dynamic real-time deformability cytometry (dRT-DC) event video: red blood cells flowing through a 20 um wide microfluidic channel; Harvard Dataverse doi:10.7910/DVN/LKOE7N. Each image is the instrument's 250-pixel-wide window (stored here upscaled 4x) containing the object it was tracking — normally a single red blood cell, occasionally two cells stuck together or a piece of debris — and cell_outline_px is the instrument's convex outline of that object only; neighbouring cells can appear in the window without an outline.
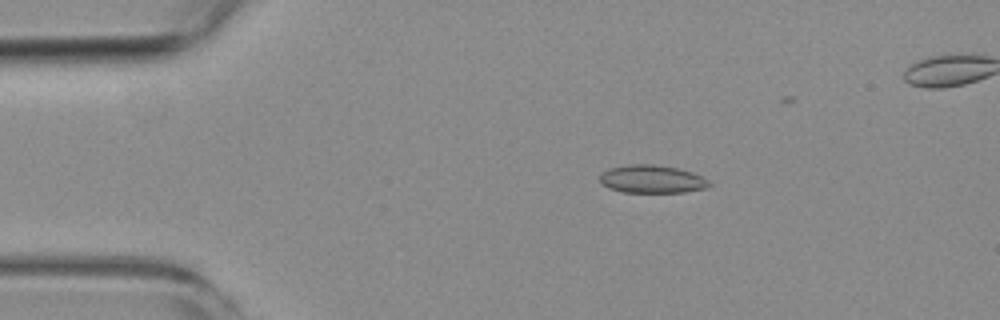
{"species": "common noctule bat (a hibernating species)", "species_latin": "Nyctalus noctula", "temperature_condition": "room temperature", "stored_images_in_passage": 7, "camera_frame_rate_fps": 3000, "um_per_image_px": 0.085, "animal": {"sex": "female", "body_mass_g": 19.3, "forearm_length_mm": 54.1}, "frame": {"image": 1, "passage_image": 3, "time_ms": 2.333, "image_size_px": [1000, 320], "cell_outline_px": [[712, 184], [708, 188], [684, 192], [624, 192], [608, 188], [600, 184], [600, 176], [608, 168], [628, 164], [652, 164], [676, 168], [692, 172], [708, 180]], "centroid_in_image_um": [55.4, 15.23], "position_along_channel_um": 29.6, "area_um2": 17.86}}